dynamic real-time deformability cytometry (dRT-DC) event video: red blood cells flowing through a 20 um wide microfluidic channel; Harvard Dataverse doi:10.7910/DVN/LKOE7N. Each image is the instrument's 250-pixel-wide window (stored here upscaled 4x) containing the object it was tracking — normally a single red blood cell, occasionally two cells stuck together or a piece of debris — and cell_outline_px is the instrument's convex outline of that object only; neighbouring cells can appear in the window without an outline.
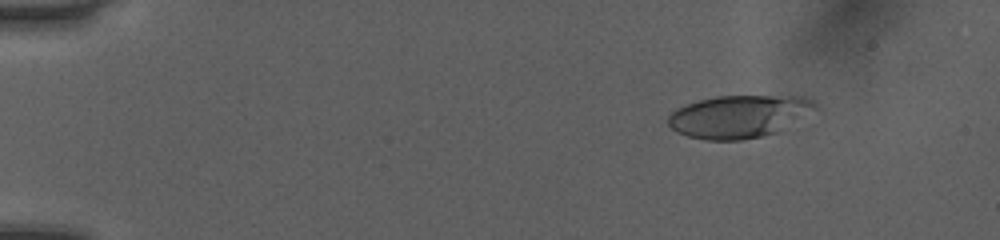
{"species": "human", "species_latin": "Homo sapiens", "temperature_condition": "room temperature", "stored_images_in_passage": 45, "camera_frame_rate_fps": 3000, "um_per_image_px": 0.085, "donor": {"sex": "female"}, "frame": {"image": 1, "passage_image": 1, "time_ms": 0.0, "image_size_px": [1000, 240], "cell_outline_px": [[816, 108], [776, 132], [760, 136], [740, 140], [704, 140], [688, 136], [676, 132], [668, 124], [668, 116], [676, 108], [700, 100], [716, 96], [792, 96], [808, 100], [816, 104]], "centroid_in_image_um": [62.71, 9.9], "position_along_channel_um": 22.3, "area_um2": 35.72}}
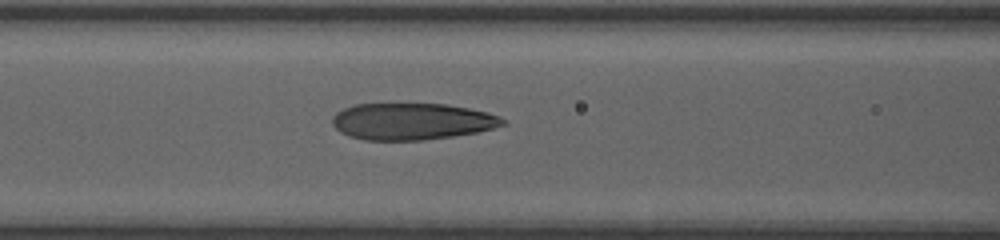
{"frame": {"image": 2, "passage_image": 17, "time_ms": 5.333, "image_size_px": [1000, 240], "cell_outline_px": [[508, 124], [476, 132], [452, 136], [420, 140], [364, 140], [348, 136], [340, 132], [332, 124], [332, 116], [336, 112], [344, 108], [356, 104], [448, 104], [488, 112], [500, 116], [508, 120]], "centroid_in_image_um": [35.02, 10.32], "position_along_channel_um": 131.6, "area_um2": 36.59}}
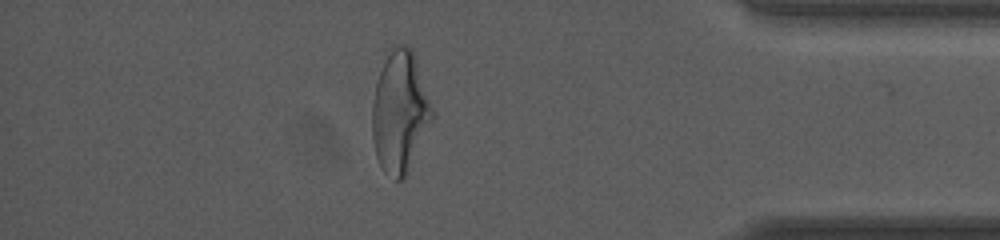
{"frame": {"image": 3, "passage_image": 39, "time_ms": 12.667, "image_size_px": [1000, 240], "cell_outline_px": [[436, 116], [408, 172], [400, 180], [396, 180], [384, 172], [376, 156], [372, 136], [372, 104], [376, 84], [380, 72], [392, 44], [404, 44], [412, 48]], "centroid_in_image_um": [34.02, 9.52], "position_along_channel_um": 401.2, "area_um2": 42.77}, "authors_computed_cell_mechanics": {"area_um2": 37.1654, "velocity_mm_per_s": 4.0764, "shape_relaxation_time_tau1_ms": 5.0278, "shape_relaxation_time_tau2_ms": 0.9874, "deformation_change_tau1": 0.2049, "deformation_change_tau2": 0.0955}}